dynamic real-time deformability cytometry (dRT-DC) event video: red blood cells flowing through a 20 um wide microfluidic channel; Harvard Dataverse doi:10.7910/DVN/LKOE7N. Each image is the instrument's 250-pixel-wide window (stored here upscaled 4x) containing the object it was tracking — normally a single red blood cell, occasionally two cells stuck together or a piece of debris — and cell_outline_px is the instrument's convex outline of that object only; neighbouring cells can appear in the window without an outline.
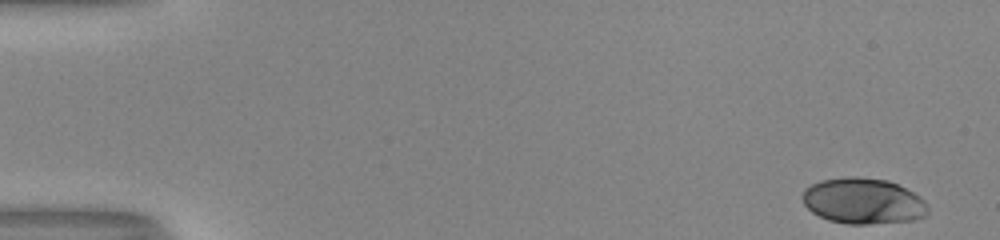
{"species": "human", "species_latin": "Homo sapiens", "temperature_condition": "room temperature", "stored_images_in_passage": 51, "camera_frame_rate_fps": 3000, "um_per_image_px": 0.085, "donor": {"sex": "male"}, "frame": {"image": 1, "passage_image": 1, "time_ms": 0.0, "image_size_px": [1000, 240], "cell_outline_px": [[928, 212], [924, 216], [916, 220], [868, 224], [848, 224], [828, 220], [812, 212], [804, 204], [804, 188], [820, 180], [852, 176], [856, 176], [888, 180], [920, 196], [924, 200], [928, 208]], "centroid_in_image_um": [73.38, 17.09], "position_along_channel_um": 11.6, "area_um2": 33.47}}
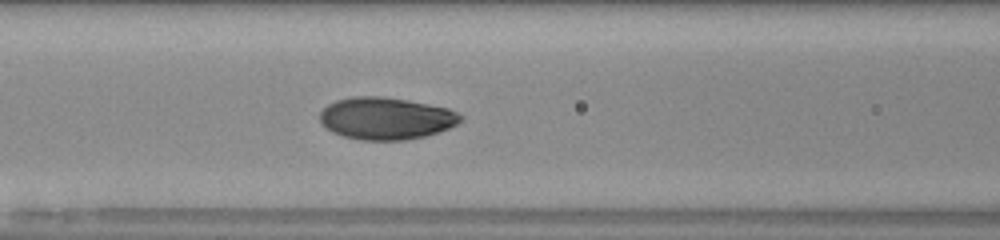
{"frame": {"image": 2, "passage_image": 22, "time_ms": 7.0, "image_size_px": [1000, 240], "cell_outline_px": [[464, 120], [448, 128], [424, 136], [404, 140], [360, 140], [344, 136], [332, 132], [324, 128], [320, 120], [320, 112], [328, 104], [336, 100], [352, 96], [380, 96], [408, 100], [448, 108], [464, 116]], "centroid_in_image_um": [32.79, 10.06], "position_along_channel_um": 133.8, "area_um2": 34.62}}
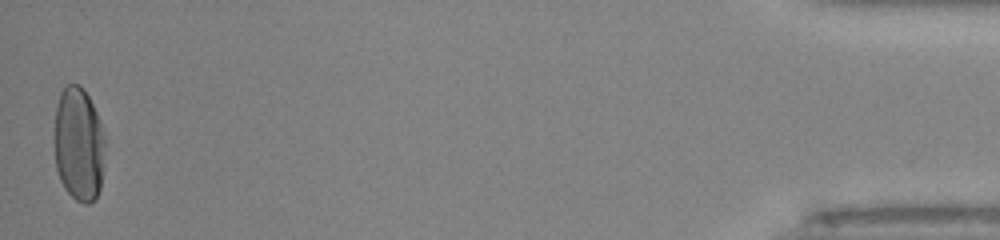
{"frame": {"image": 3, "passage_image": 51, "time_ms": 16.667, "image_size_px": [1000, 240], "cell_outline_px": [[104, 148], [100, 188], [96, 200], [88, 204], [84, 204], [76, 200], [64, 188], [60, 180], [56, 168], [56, 104], [60, 92], [68, 84], [80, 84], [88, 96], [100, 120], [104, 140]], "centroid_in_image_um": [6.7, 12.28], "position_along_channel_um": 428.5, "area_um2": 33.35}, "authors_computed_cell_mechanics": {"area_um2": 33.4662, "velocity_mm_per_s": 4.0034, "shape_relaxation_time_tau1_ms": 3.9914, "shape_relaxation_time_tau2_ms": null, "deformation_change_tau1": 0.1806, "deformation_change_tau2": null}}